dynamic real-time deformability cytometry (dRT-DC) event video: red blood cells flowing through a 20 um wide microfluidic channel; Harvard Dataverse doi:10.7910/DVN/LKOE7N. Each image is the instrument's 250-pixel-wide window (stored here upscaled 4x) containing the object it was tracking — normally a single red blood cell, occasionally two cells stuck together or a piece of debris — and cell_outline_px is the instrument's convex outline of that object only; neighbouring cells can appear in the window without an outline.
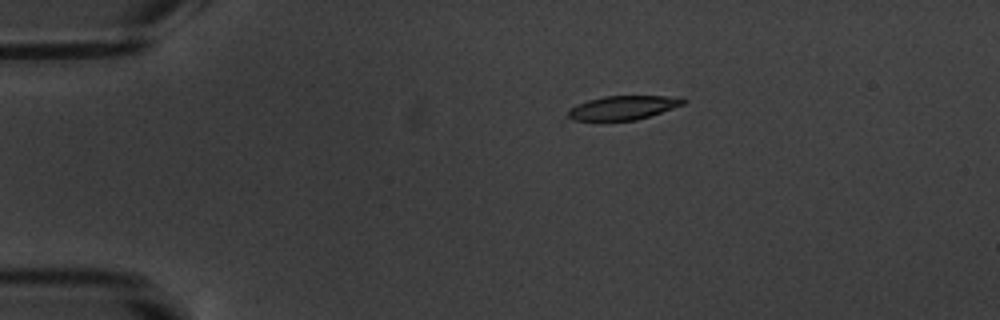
{"species": "common noctule bat (a hibernating species)", "species_latin": "Nyctalus noctula", "temperature_condition": "warm", "stored_images_in_passage": 6, "camera_frame_rate_fps": 3000, "um_per_image_px": 0.085, "animal": {"sex": "male", "body_mass_g": 20.1, "forearm_length_mm": 53.5}, "frame": {"image": 1, "passage_image": 1, "time_ms": 0.0, "image_size_px": [1000, 320], "cell_outline_px": [[688, 100], [684, 104], [636, 120], [572, 120], [568, 116], [568, 112], [576, 104], [588, 100], [604, 96], [680, 96]], "centroid_in_image_um": [52.99, 9.14], "position_along_channel_um": 32.0, "area_um2": 15.9}}
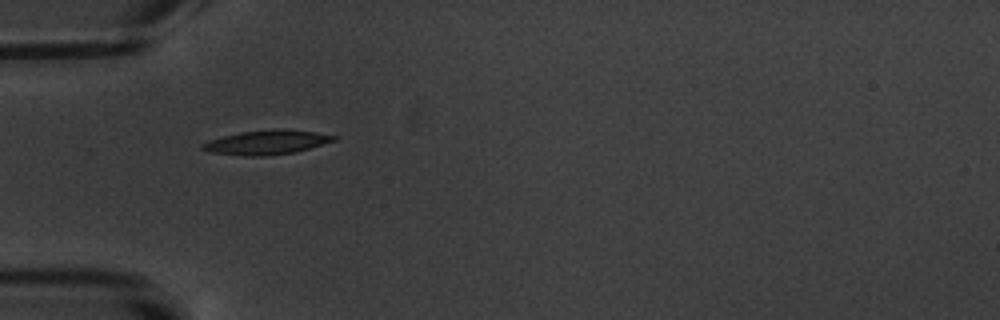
{"frame": {"image": 2, "passage_image": 3, "time_ms": 2.333, "image_size_px": [1000, 320], "cell_outline_px": [[340, 136], [336, 140], [296, 152], [264, 156], [244, 156], [212, 152], [200, 148], [200, 144], [208, 140], [240, 132], [272, 128], [280, 128], [316, 132]], "centroid_in_image_um": [22.69, 12.08], "position_along_channel_um": 62.3, "area_um2": 18.79}}